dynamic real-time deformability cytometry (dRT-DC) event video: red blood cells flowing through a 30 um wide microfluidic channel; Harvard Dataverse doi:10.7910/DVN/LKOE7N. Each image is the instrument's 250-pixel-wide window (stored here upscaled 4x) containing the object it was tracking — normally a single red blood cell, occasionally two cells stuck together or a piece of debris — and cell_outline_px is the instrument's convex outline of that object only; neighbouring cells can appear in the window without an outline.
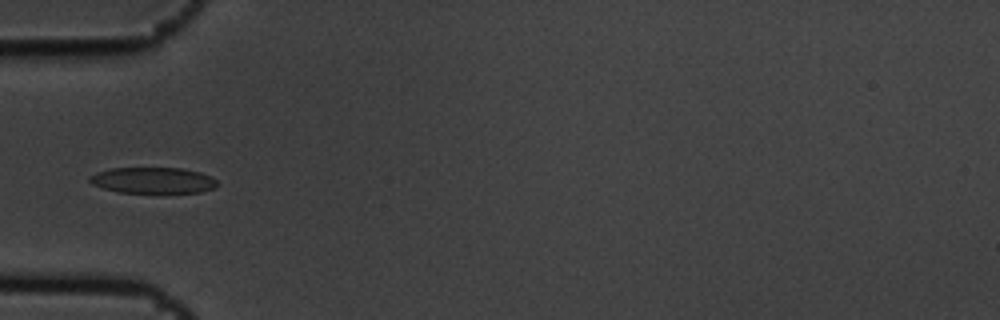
{"species": "common noctule bat (a hibernating species)", "species_latin": "Nyctalus noctula", "temperature_condition": "cold", "stored_images_in_passage": 6, "camera_frame_rate_fps": 3000, "um_per_image_px": 0.085, "animal": {"sex": "male", "body_mass_g": 19.5, "forearm_length_mm": 54.6}, "frame": {"image": 1, "passage_image": 6, "time_ms": 1.667, "image_size_px": [1000, 320], "cell_outline_px": [[216, 188], [200, 192], [164, 196], [116, 192], [92, 184], [88, 180], [88, 176], [96, 172], [108, 168], [180, 168], [200, 172], [212, 176], [216, 180]], "centroid_in_image_um": [13.01, 15.38], "position_along_channel_um": 72.0, "area_um2": 20.58}}